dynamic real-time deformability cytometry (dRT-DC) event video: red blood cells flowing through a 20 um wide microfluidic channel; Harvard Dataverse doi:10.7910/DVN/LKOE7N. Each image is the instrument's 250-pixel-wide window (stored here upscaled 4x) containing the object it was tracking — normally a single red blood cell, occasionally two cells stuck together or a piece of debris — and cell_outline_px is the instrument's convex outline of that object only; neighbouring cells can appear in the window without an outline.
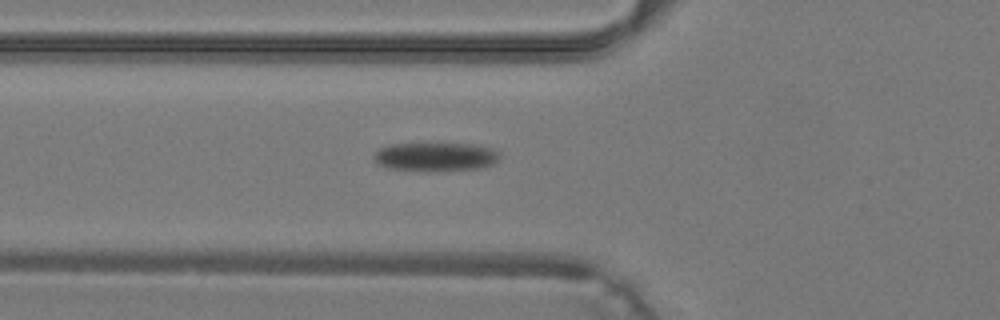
{"species": "common noctule bat (a hibernating species)", "species_latin": "Nyctalus noctula", "temperature_condition": "warm", "stored_images_in_passage": 24, "camera_frame_rate_fps": 3000, "um_per_image_px": 0.085, "animal": {"sex": "male", "body_mass_g": 19.2, "forearm_length_mm": 51.8}, "frame": {"image": 1, "passage_image": 2, "time_ms": 0.333, "image_size_px": [1000, 320], "cell_outline_px": [[500, 160], [484, 168], [444, 172], [420, 172], [388, 168], [376, 164], [372, 160], [372, 156], [380, 148], [388, 144], [472, 144], [492, 148], [500, 152]], "centroid_in_image_um": [37.02, 13.36], "position_along_channel_um": 88.8, "area_um2": 21.91}}
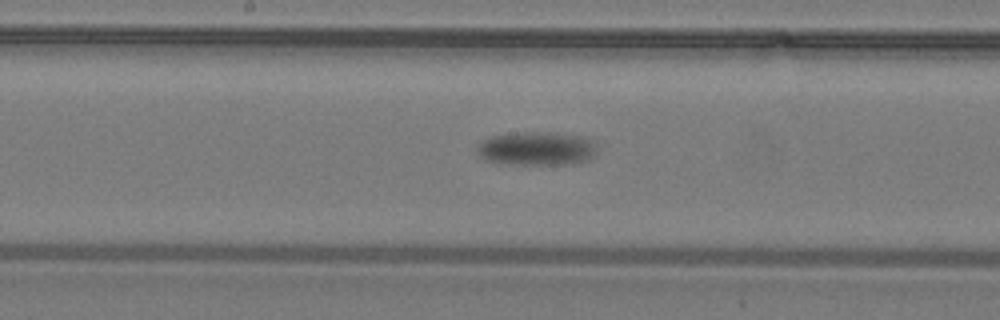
{"frame": {"image": 2, "passage_image": 10, "time_ms": 3.0, "image_size_px": [1000, 320], "cell_outline_px": [[596, 152], [592, 160], [576, 164], [512, 164], [484, 160], [480, 156], [476, 148], [476, 144], [480, 140], [492, 136], [520, 132], [544, 132], [580, 136], [596, 140]], "centroid_in_image_um": [45.65, 12.63], "position_along_channel_um": 202.5, "area_um2": 23.93}}
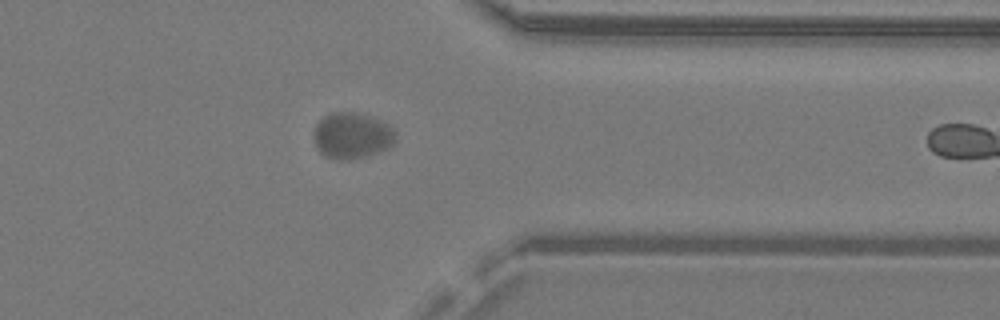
{"frame": {"image": 3, "passage_image": 23, "time_ms": 7.333, "image_size_px": [1000, 320], "cell_outline_px": [[396, 140], [388, 148], [364, 156], [344, 160], [324, 156], [316, 148], [312, 136], [316, 124], [324, 116], [332, 112], [356, 112], [380, 120], [388, 124], [396, 132]], "centroid_in_image_um": [29.89, 11.51], "position_along_channel_um": 381.5, "area_um2": 21.96}}